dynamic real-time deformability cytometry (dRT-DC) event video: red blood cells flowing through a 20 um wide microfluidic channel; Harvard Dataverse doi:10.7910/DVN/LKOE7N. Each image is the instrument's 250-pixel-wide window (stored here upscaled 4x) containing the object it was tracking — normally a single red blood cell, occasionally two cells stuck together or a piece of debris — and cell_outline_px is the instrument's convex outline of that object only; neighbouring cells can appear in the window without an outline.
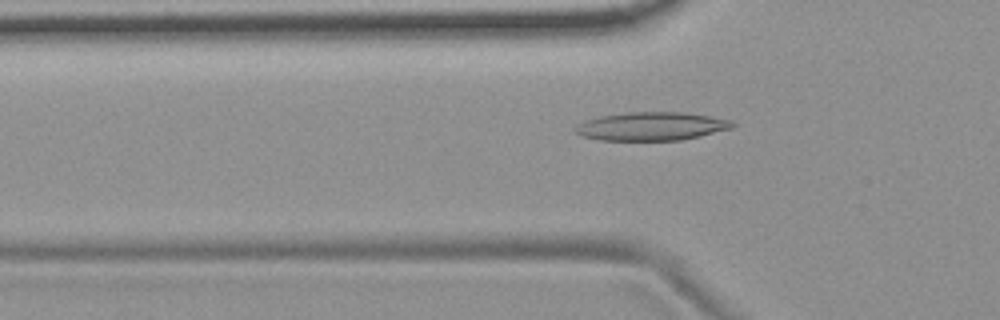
{"species": "common noctule bat (a hibernating species)", "species_latin": "Nyctalus noctula", "temperature_condition": "room temperature", "stored_images_in_passage": 53, "camera_frame_rate_fps": 3000, "um_per_image_px": 0.085, "animal": {"sex": "female", "body_mass_g": 19.9}, "frame": {"image": 1, "passage_image": 17, "time_ms": 5.333, "image_size_px": [1000, 320], "cell_outline_px": [[736, 124], [732, 128], [700, 136], [680, 140], [600, 140], [584, 136], [576, 132], [576, 128], [584, 120], [600, 116], [624, 112], [684, 112], [712, 116], [732, 120]], "centroid_in_image_um": [55.43, 10.72], "position_along_channel_um": 70.4, "area_um2": 25.95}}
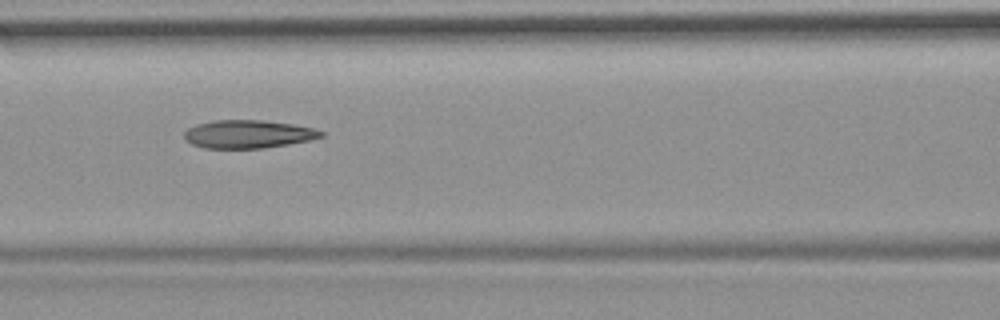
{"frame": {"image": 2, "passage_image": 23, "time_ms": 7.333, "image_size_px": [1000, 320], "cell_outline_px": [[324, 136], [308, 140], [288, 144], [264, 148], [204, 148], [192, 144], [184, 136], [184, 132], [188, 128], [196, 124], [212, 120], [264, 120], [292, 124], [312, 128], [324, 132]], "centroid_in_image_um": [21.07, 11.39], "position_along_channel_um": 145.5, "area_um2": 22.31}}
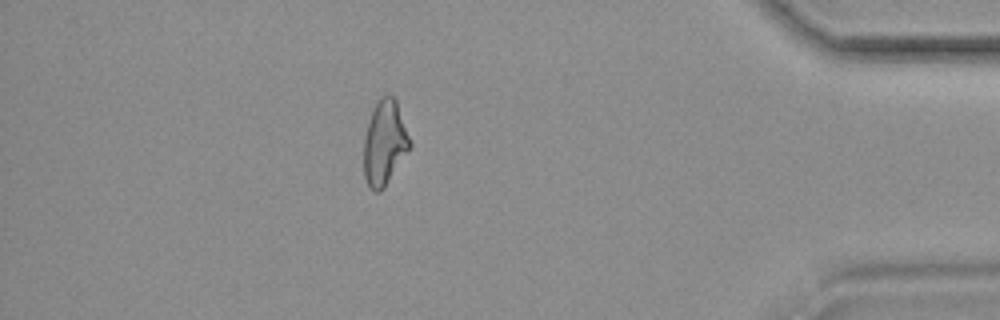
{"frame": {"image": 3, "passage_image": 47, "time_ms": 15.333, "image_size_px": [1000, 320], "cell_outline_px": [[412, 144], [408, 152], [384, 188], [380, 192], [376, 192], [368, 184], [364, 176], [364, 136], [376, 100], [380, 96], [388, 92], [396, 100]], "centroid_in_image_um": [32.69, 12.11], "position_along_channel_um": 402.5, "area_um2": 22.72}, "authors_computed_cell_mechanics": {"area_um2": 23.12, "velocity_mm_per_s": 3.7301, "shape_relaxation_time_tau1_ms": null, "shape_relaxation_time_tau2_ms": 3.9642, "deformation_change_tau1": null, "deformation_change_tau2": 0.1278}}